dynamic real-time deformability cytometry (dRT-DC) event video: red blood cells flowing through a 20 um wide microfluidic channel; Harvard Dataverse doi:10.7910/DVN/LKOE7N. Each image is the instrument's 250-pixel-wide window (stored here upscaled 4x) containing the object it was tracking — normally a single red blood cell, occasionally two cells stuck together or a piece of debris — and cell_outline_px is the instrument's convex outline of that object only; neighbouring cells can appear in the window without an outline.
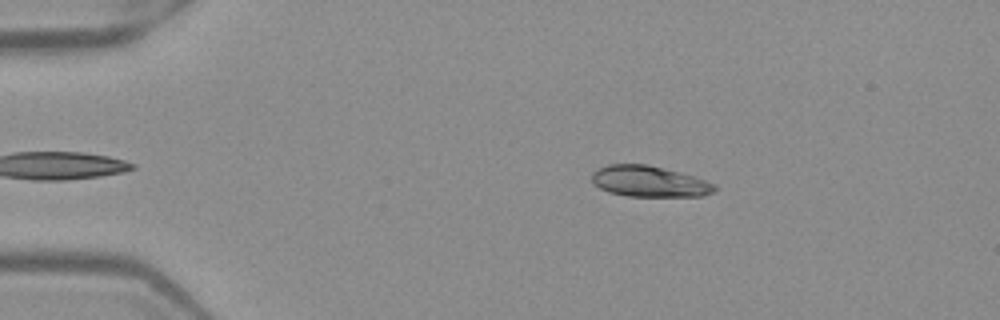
{"species": "Egyptian fruit bat (a non-hibernating species)", "species_latin": "Rousettus aegyptiacus", "temperature_condition": "warm", "stored_images_in_passage": 50, "camera_frame_rate_fps": 3000, "um_per_image_px": 0.085, "frame": {"image": 1, "passage_image": 8, "time_ms": 2.333, "image_size_px": [1000, 320], "cell_outline_px": [[716, 188], [712, 192], [700, 196], [628, 196], [608, 192], [600, 188], [592, 180], [592, 172], [608, 164], [648, 164], [692, 176], [716, 184]], "centroid_in_image_um": [55.16, 15.42], "position_along_channel_um": 29.8, "area_um2": 21.85}}
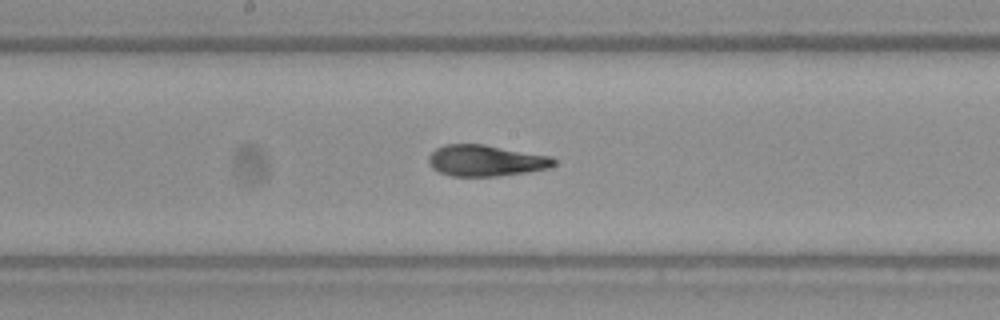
{"frame": {"image": 2, "passage_image": 26, "time_ms": 8.333, "image_size_px": [1000, 320], "cell_outline_px": [[560, 160], [556, 164], [548, 168], [528, 172], [496, 176], [452, 176], [440, 172], [432, 168], [428, 160], [428, 156], [436, 148], [444, 144], [484, 144], [552, 156]], "centroid_in_image_um": [41.33, 13.64], "position_along_channel_um": 206.9, "area_um2": 23.0}}
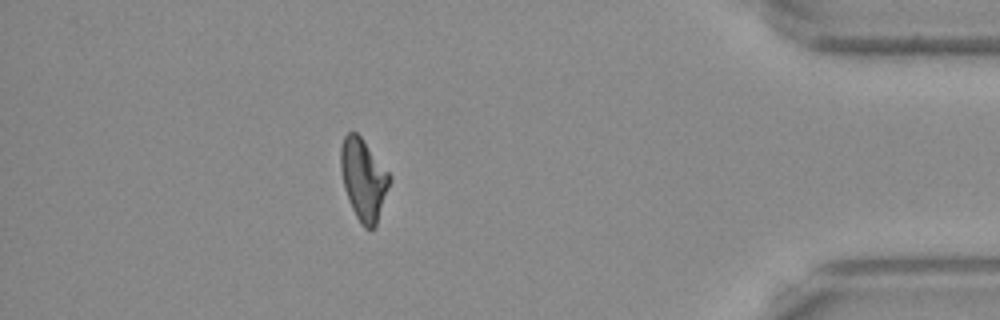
{"frame": {"image": 3, "passage_image": 44, "time_ms": 14.333, "image_size_px": [1000, 320], "cell_outline_px": [[392, 180], [376, 224], [372, 228], [364, 228], [360, 224], [352, 208], [344, 188], [340, 168], [340, 148], [344, 136], [348, 132], [356, 132], [360, 136], [392, 176]], "centroid_in_image_um": [30.9, 15.24], "position_along_channel_um": 404.3, "area_um2": 23.12}, "authors_computed_cell_mechanics": {"area_um2": 23.0333, "velocity_mm_per_s": 3.9877, "shape_relaxation_time_tau1_ms": 5.5377, "shape_relaxation_time_tau2_ms": 1.8665, "deformation_change_tau1": 0.1732, "deformation_change_tau2": 0.056}}